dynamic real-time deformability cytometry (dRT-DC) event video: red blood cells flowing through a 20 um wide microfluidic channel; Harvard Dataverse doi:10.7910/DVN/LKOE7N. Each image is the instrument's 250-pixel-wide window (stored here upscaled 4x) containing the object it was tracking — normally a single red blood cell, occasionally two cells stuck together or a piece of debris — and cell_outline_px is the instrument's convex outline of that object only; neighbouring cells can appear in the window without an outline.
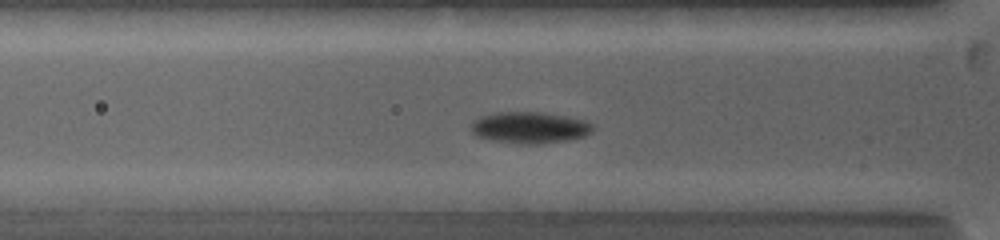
{"species": "common noctule bat (a hibernating species)", "species_latin": "Nyctalus noctula", "temperature_condition": "warm", "stored_images_in_passage": 31, "camera_frame_rate_fps": 5000, "um_per_image_px": 0.085, "animal": {"sex": "female", "body_mass_g": 19.0, "forearm_length_mm": 53.3}, "frame": {"image": 1, "passage_image": 8, "time_ms": 3.0, "image_size_px": [1000, 240], "cell_outline_px": [[596, 128], [592, 132], [584, 136], [568, 140], [536, 144], [524, 144], [492, 140], [476, 136], [472, 132], [472, 120], [480, 116], [496, 112], [540, 112], [564, 116], [584, 120], [592, 124]], "centroid_in_image_um": [45.02, 10.84], "position_along_channel_um": 80.8, "area_um2": 22.31}}
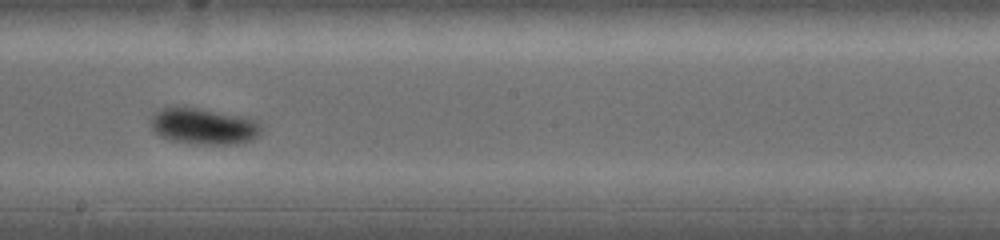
{"frame": {"image": 2, "passage_image": 18, "time_ms": 6.8, "image_size_px": [1000, 240], "cell_outline_px": [[264, 124], [260, 132], [252, 140], [232, 144], [196, 144], [172, 140], [160, 136], [152, 132], [152, 116], [156, 112], [164, 108], [184, 104], [240, 116], [256, 120]], "centroid_in_image_um": [17.3, 10.7], "position_along_channel_um": 230.9, "area_um2": 23.7}}
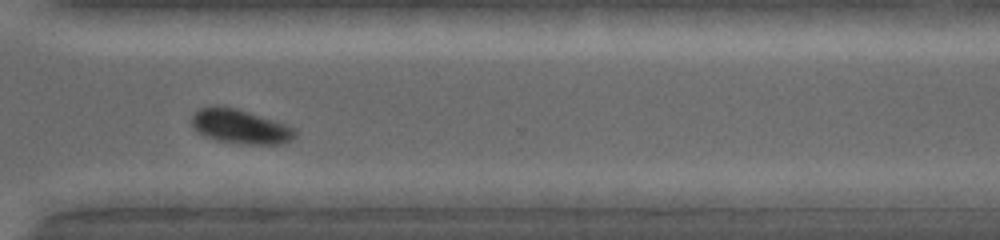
{"frame": {"image": 3, "passage_image": 26, "time_ms": 9.8, "image_size_px": [1000, 240], "cell_outline_px": [[296, 136], [292, 140], [284, 144], [248, 144], [216, 140], [204, 136], [192, 124], [192, 116], [200, 108], [212, 104], [224, 104], [288, 124], [296, 128]], "centroid_in_image_um": [20.47, 10.72], "position_along_channel_um": 350.1, "area_um2": 21.04}, "authors_computed_cell_mechanics": {"area_um2": 21.964, "velocity_mm_per_s": 3.9645, "shape_relaxation_time_tau1_ms": 2.8869, "shape_relaxation_time_tau2_ms": null, "deformation_change_tau1": 0.1048, "deformation_change_tau2": null}}